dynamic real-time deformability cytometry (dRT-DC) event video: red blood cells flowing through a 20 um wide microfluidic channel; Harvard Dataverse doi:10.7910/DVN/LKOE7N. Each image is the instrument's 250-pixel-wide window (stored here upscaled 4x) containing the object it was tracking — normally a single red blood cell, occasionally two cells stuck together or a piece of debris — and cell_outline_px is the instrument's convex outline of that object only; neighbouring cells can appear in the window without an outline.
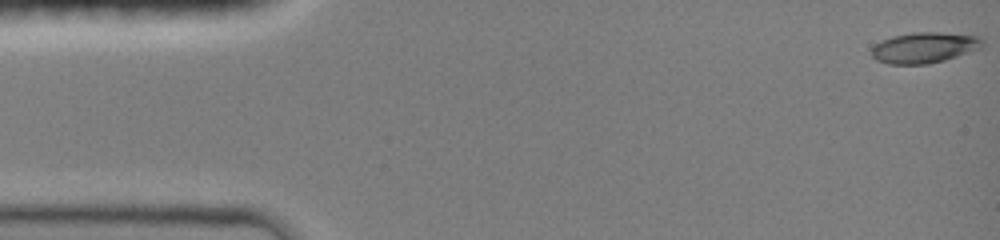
{"species": "common noctule bat (a hibernating species)", "species_latin": "Nyctalus noctula", "temperature_condition": "room temperature", "stored_images_in_passage": 23, "camera_frame_rate_fps": 3000, "um_per_image_px": 0.085, "animal": {"sex": "female", "body_mass_g": 19.0, "forearm_length_mm": 51.5}, "frame": {"image": 1, "passage_image": 1, "time_ms": 0.0, "image_size_px": [1000, 240], "cell_outline_px": [[984, 44], [980, 48], [944, 60], [928, 64], [888, 64], [876, 60], [872, 56], [872, 48], [880, 40], [892, 36], [912, 32], [940, 32], [980, 36], [984, 40]], "centroid_in_image_um": [78.56, 4.04], "position_along_channel_um": 6.4, "area_um2": 19.94}}
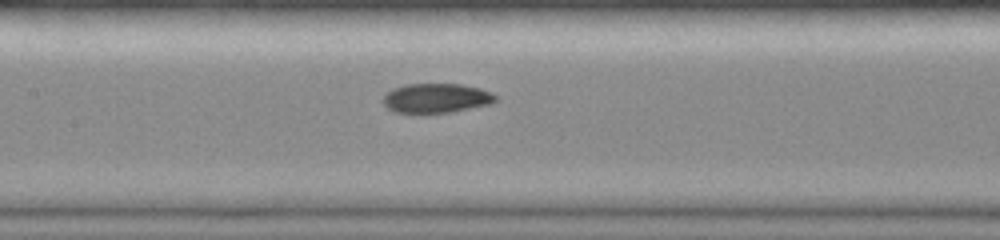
{"frame": {"image": 2, "passage_image": 10, "time_ms": 7.0, "image_size_px": [1000, 240], "cell_outline_px": [[496, 100], [488, 104], [448, 112], [396, 112], [388, 108], [384, 104], [384, 96], [392, 88], [404, 84], [460, 84], [480, 88], [492, 92], [496, 96]], "centroid_in_image_um": [37.07, 8.32], "position_along_channel_um": 170.3, "area_um2": 18.9}}
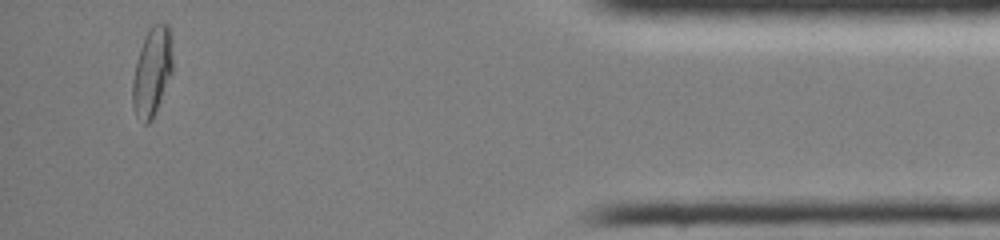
{"frame": {"image": 3, "passage_image": 20, "time_ms": 14.333, "image_size_px": [1000, 240], "cell_outline_px": [[172, 72], [152, 120], [148, 124], [144, 124], [136, 116], [132, 104], [132, 80], [136, 60], [140, 48], [152, 24], [168, 24], [172, 36]], "centroid_in_image_um": [12.92, 6.1], "position_along_channel_um": 422.3, "area_um2": 20.75}, "authors_computed_cell_mechanics": {"area_um2": 19.652, "velocity_mm_per_s": 4.1164, "shape_relaxation_time_tau1_ms": null, "shape_relaxation_time_tau2_ms": 0.8878, "deformation_change_tau1": null, "deformation_change_tau2": 0.0451}}